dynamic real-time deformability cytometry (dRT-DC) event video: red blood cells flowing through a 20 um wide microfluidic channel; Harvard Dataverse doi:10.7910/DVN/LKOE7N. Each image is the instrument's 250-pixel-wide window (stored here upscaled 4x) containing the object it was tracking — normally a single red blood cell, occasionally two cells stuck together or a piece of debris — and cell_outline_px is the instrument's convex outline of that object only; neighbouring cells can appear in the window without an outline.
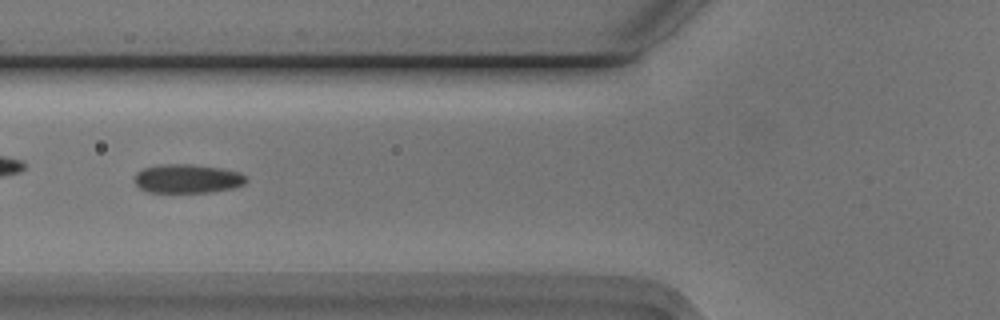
{"species": "Egyptian fruit bat (a non-hibernating species)", "species_latin": "Rousettus aegyptiacus", "temperature_condition": "cold", "stored_images_in_passage": 54, "camera_frame_rate_fps": 3000, "um_per_image_px": 0.085, "animal": {"sex": "male"}, "frame": {"image": 1, "passage_image": 20, "time_ms": 6.333, "image_size_px": [1000, 320], "cell_outline_px": [[248, 180], [244, 184], [232, 188], [212, 192], [148, 192], [140, 188], [132, 180], [132, 176], [136, 172], [144, 168], [160, 164], [192, 164], [220, 168], [240, 172], [248, 176]], "centroid_in_image_um": [15.91, 15.18], "position_along_channel_um": 109.9, "area_um2": 19.07}}
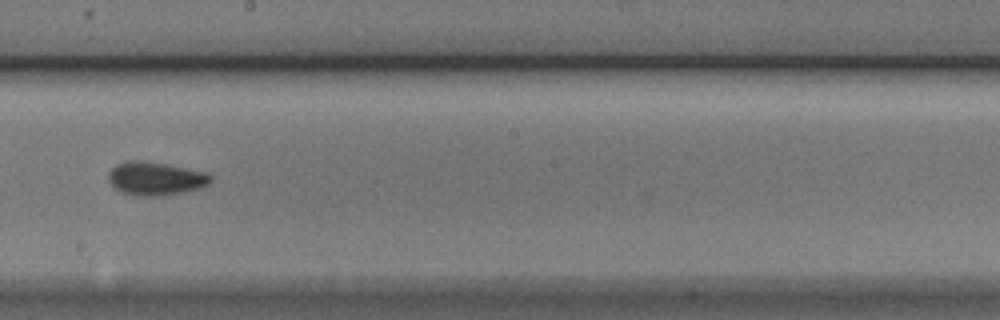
{"frame": {"image": 2, "passage_image": 30, "time_ms": 9.667, "image_size_px": [1000, 320], "cell_outline_px": [[212, 180], [208, 184], [200, 188], [188, 192], [164, 196], [136, 196], [120, 192], [108, 180], [108, 172], [116, 164], [128, 160], [140, 160], [164, 164], [208, 172], [212, 176]], "centroid_in_image_um": [13.23, 15.19], "position_along_channel_um": 235.0, "area_um2": 20.17}}
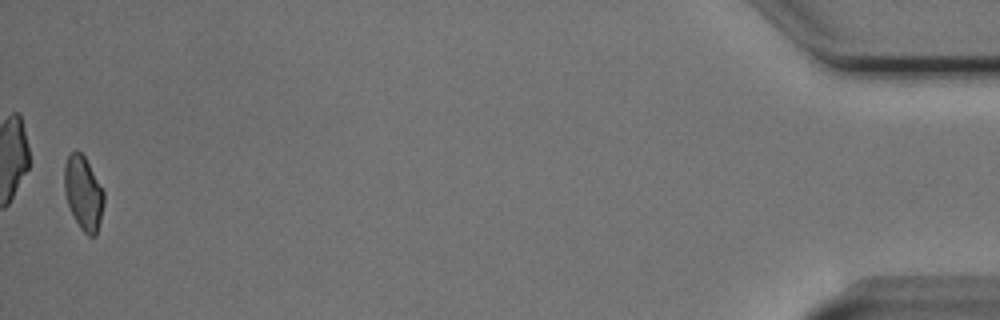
{"frame": {"image": 3, "passage_image": 53, "time_ms": 17.333, "image_size_px": [1000, 320], "cell_outline_px": [[104, 204], [96, 236], [88, 236], [80, 228], [68, 204], [64, 192], [64, 164], [68, 156], [76, 148], [84, 156], [104, 192]], "centroid_in_image_um": [7.08, 16.4], "position_along_channel_um": 428.1, "area_um2": 16.88}, "authors_computed_cell_mechanics": {"area_um2": 18.4382, "velocity_mm_per_s": 3.7496, "shape_relaxation_time_tau1_ms": null, "shape_relaxation_time_tau2_ms": 3.18, "deformation_change_tau1": null, "deformation_change_tau2": 0.0626}}